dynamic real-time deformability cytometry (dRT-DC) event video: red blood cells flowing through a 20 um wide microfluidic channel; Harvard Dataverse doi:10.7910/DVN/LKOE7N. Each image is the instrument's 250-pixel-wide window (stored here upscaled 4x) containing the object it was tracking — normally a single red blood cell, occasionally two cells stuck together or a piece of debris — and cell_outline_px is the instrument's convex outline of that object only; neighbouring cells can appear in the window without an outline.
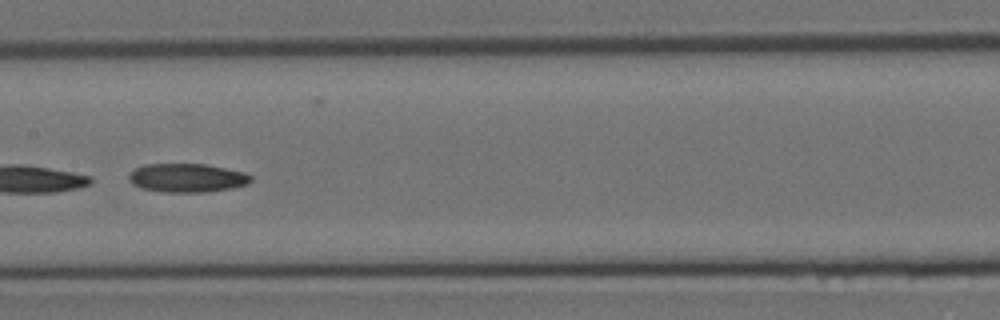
{"species": "Egyptian fruit bat (a non-hibernating species)", "species_latin": "Rousettus aegyptiacus", "temperature_condition": "room temperature", "stored_images_in_passage": 15, "camera_frame_rate_fps": 3000, "um_per_image_px": 0.085, "animal": {"sex": "female"}, "frame": {"image": 1, "passage_image": 5, "time_ms": 1.333, "image_size_px": [1000, 320], "cell_outline_px": [[252, 180], [248, 184], [232, 188], [204, 192], [160, 192], [140, 188], [132, 184], [128, 180], [128, 172], [144, 164], [208, 164], [244, 172], [252, 176]], "centroid_in_image_um": [15.87, 15.12], "position_along_channel_um": 191.5, "area_um2": 20.69}}
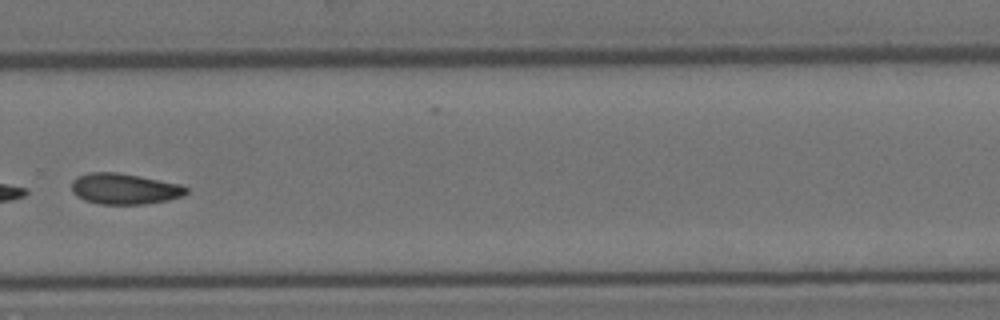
{"frame": {"image": 2, "passage_image": 9, "time_ms": 2.667, "image_size_px": [1000, 320], "cell_outline_px": [[188, 192], [184, 196], [168, 200], [144, 204], [100, 204], [84, 200], [76, 196], [72, 192], [72, 180], [76, 176], [88, 172], [116, 172], [140, 176], [180, 184], [188, 188]], "centroid_in_image_um": [10.56, 16.04], "position_along_channel_um": 319.2, "area_um2": 20.81}}